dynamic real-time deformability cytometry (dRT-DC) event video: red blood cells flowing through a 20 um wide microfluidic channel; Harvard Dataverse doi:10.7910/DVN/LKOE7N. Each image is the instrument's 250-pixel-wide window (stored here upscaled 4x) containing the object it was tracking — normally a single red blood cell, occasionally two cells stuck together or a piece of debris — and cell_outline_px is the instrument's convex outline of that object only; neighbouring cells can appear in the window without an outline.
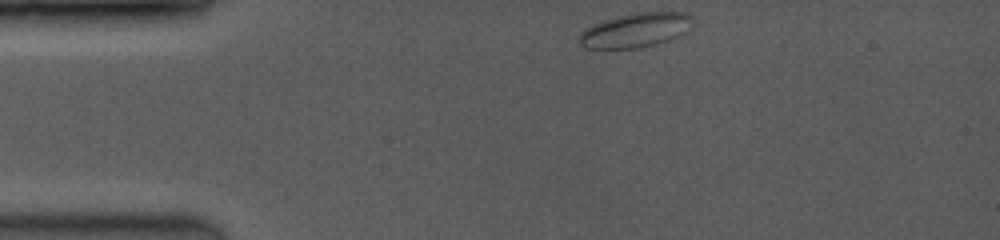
{"species": "common noctule bat (a hibernating species)", "species_latin": "Nyctalus noctula", "temperature_condition": "room temperature", "stored_images_in_passage": 11, "camera_frame_rate_fps": 3500, "um_per_image_px": 0.085, "animal": {"sex": "female", "body_mass_g": 19.0, "forearm_length_mm": 53.3}, "frame": {"image": 1, "passage_image": 1, "time_ms": 0.0, "image_size_px": [1000, 240], "cell_outline_px": [[688, 32], [672, 40], [640, 48], [584, 48], [580, 44], [580, 32], [596, 24], [620, 16], [640, 12], [680, 12], [688, 16]], "centroid_in_image_um": [54.02, 2.6], "position_along_channel_um": 31.0, "area_um2": 22.08}}
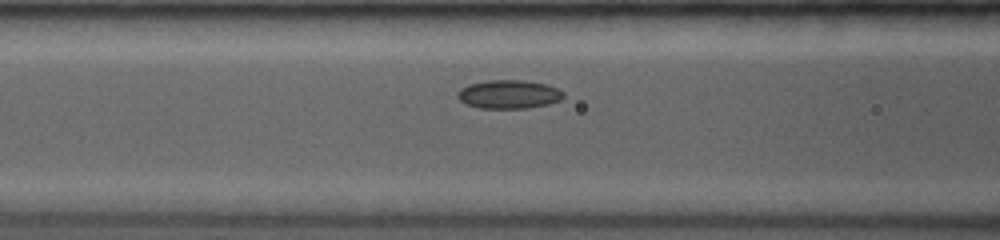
{"frame": {"image": 2, "passage_image": 7, "time_ms": 3.714, "image_size_px": [1000, 240], "cell_outline_px": [[564, 96], [560, 100], [548, 104], [528, 108], [480, 108], [468, 104], [460, 100], [456, 96], [456, 92], [460, 88], [468, 84], [488, 80], [524, 80], [544, 84], [556, 88], [564, 92]], "centroid_in_image_um": [43.22, 8.01], "position_along_channel_um": 123.4, "area_um2": 17.63}}
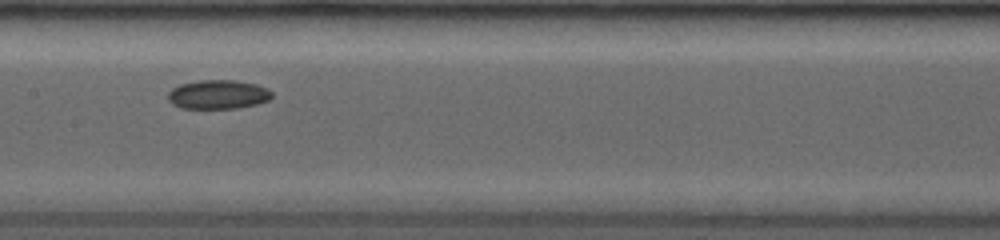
{"frame": {"image": 3, "passage_image": 10, "time_ms": 5.429, "image_size_px": [1000, 240], "cell_outline_px": [[272, 96], [268, 100], [256, 104], [236, 108], [180, 108], [172, 104], [168, 100], [168, 92], [172, 88], [180, 84], [200, 80], [236, 80], [256, 84], [268, 88], [272, 92]], "centroid_in_image_um": [18.52, 8.02], "position_along_channel_um": 188.9, "area_um2": 17.63}}